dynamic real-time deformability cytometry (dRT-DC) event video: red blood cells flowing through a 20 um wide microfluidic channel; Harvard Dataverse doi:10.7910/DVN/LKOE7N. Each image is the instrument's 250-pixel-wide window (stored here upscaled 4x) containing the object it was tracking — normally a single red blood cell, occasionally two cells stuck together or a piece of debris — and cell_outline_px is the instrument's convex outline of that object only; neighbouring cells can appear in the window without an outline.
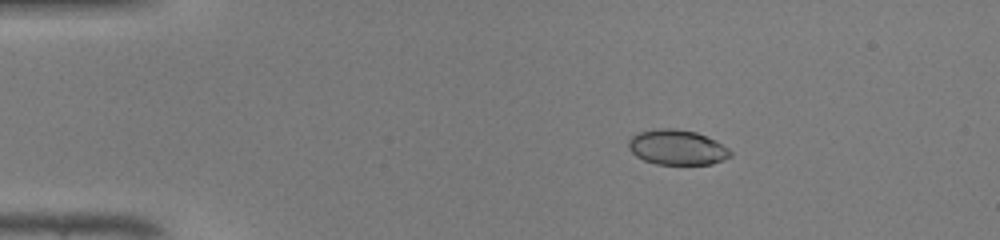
{"species": "common noctule bat (a hibernating species)", "species_latin": "Nyctalus noctula", "temperature_condition": "warm", "stored_images_in_passage": 47, "camera_frame_rate_fps": 3000, "um_per_image_px": 0.085, "animal": {"sex": "male", "body_mass_g": 19.0, "forearm_length_mm": 50.8}, "frame": {"image": 1, "passage_image": 8, "time_ms": 2.333, "image_size_px": [1000, 240], "cell_outline_px": [[732, 156], [724, 160], [712, 164], [656, 164], [644, 160], [636, 156], [628, 148], [628, 140], [632, 136], [640, 132], [660, 128], [676, 128], [696, 132], [716, 140], [728, 148], [732, 152]], "centroid_in_image_um": [57.57, 12.52], "position_along_channel_um": 27.4, "area_um2": 20.92}}
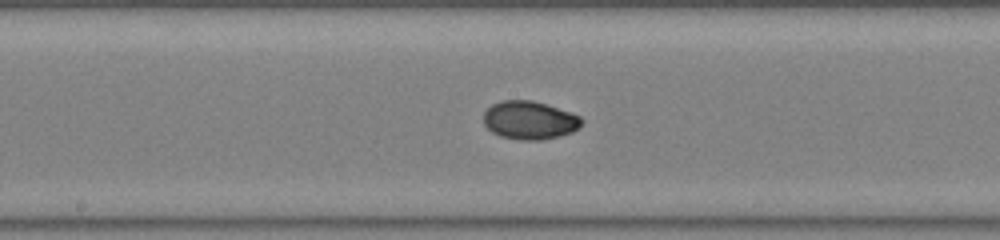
{"frame": {"image": 2, "passage_image": 25, "time_ms": 8.0, "image_size_px": [1000, 240], "cell_outline_px": [[584, 120], [580, 128], [572, 132], [560, 136], [540, 140], [520, 140], [500, 136], [492, 132], [484, 124], [484, 112], [492, 104], [500, 100], [532, 100], [572, 112], [580, 116]], "centroid_in_image_um": [45.04, 10.22], "position_along_channel_um": 203.2, "area_um2": 22.08}}
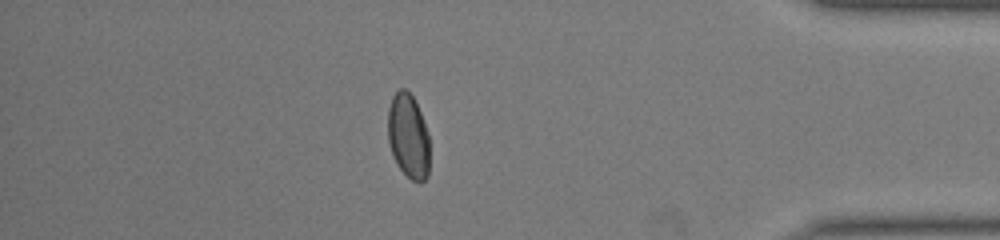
{"frame": {"image": 3, "passage_image": 41, "time_ms": 13.333, "image_size_px": [1000, 240], "cell_outline_px": [[428, 176], [420, 184], [412, 180], [396, 164], [392, 156], [388, 140], [388, 108], [392, 96], [400, 88], [404, 88], [412, 96], [420, 112], [428, 132]], "centroid_in_image_um": [34.69, 11.58], "position_along_channel_um": 400.5, "area_um2": 20.52}, "authors_computed_cell_mechanics": {"area_um2": 21.2126, "velocity_mm_per_s": 4.324, "shape_relaxation_time_tau1_ms": 4.4029, "shape_relaxation_time_tau2_ms": null, "deformation_change_tau1": 0.1501, "deformation_change_tau2": null}}